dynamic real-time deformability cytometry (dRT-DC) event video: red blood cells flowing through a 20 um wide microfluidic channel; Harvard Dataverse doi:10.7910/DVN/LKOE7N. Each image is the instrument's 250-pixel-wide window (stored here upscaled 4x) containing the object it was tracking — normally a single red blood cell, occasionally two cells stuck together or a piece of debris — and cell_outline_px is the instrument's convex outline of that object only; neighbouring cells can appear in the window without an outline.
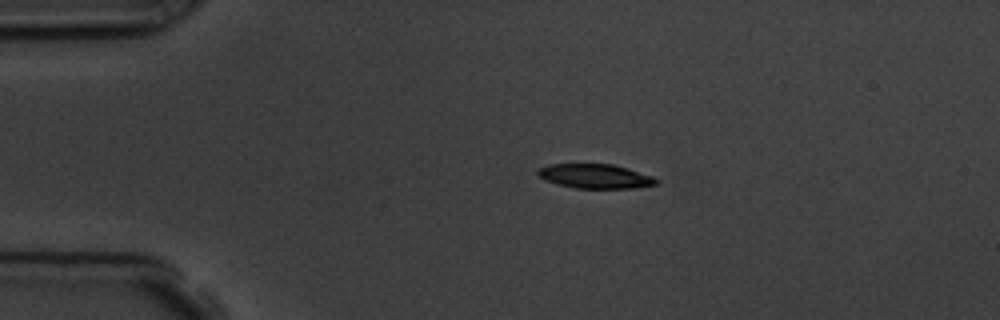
{"species": "common noctule bat (a hibernating species)", "species_latin": "Nyctalus noctula", "temperature_condition": "room temperature", "stored_images_in_passage": 7, "camera_frame_rate_fps": 3000, "um_per_image_px": 0.085, "animal": {"sex": "male", "body_mass_g": 19.5, "forearm_length_mm": 54.6}, "frame": {"image": 1, "passage_image": 3, "time_ms": 2.333, "image_size_px": [1000, 320], "cell_outline_px": [[660, 180], [656, 184], [632, 188], [576, 188], [556, 184], [544, 180], [536, 172], [536, 168], [548, 164], [612, 164], [628, 168], [652, 176]], "centroid_in_image_um": [50.55, 14.97], "position_along_channel_um": 34.4, "area_um2": 16.88}}
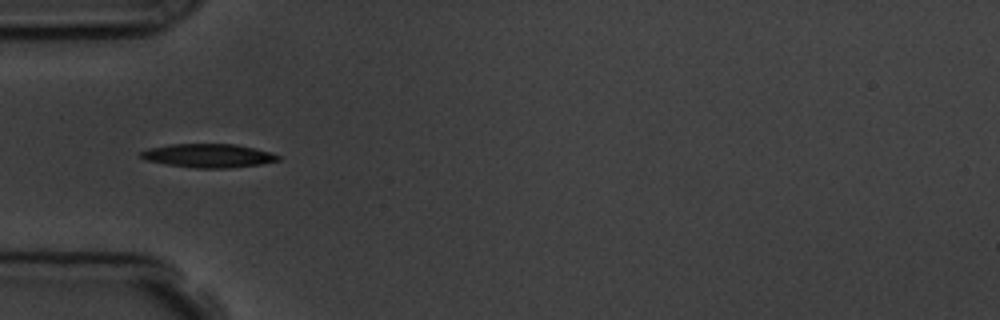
{"frame": {"image": 2, "passage_image": 5, "time_ms": 4.333, "image_size_px": [1000, 320], "cell_outline_px": [[280, 160], [260, 164], [228, 168], [196, 168], [168, 164], [144, 160], [140, 156], [140, 152], [148, 148], [172, 144], [236, 144], [272, 152], [280, 156]], "centroid_in_image_um": [17.72, 13.23], "position_along_channel_um": 67.3, "area_um2": 18.9}}